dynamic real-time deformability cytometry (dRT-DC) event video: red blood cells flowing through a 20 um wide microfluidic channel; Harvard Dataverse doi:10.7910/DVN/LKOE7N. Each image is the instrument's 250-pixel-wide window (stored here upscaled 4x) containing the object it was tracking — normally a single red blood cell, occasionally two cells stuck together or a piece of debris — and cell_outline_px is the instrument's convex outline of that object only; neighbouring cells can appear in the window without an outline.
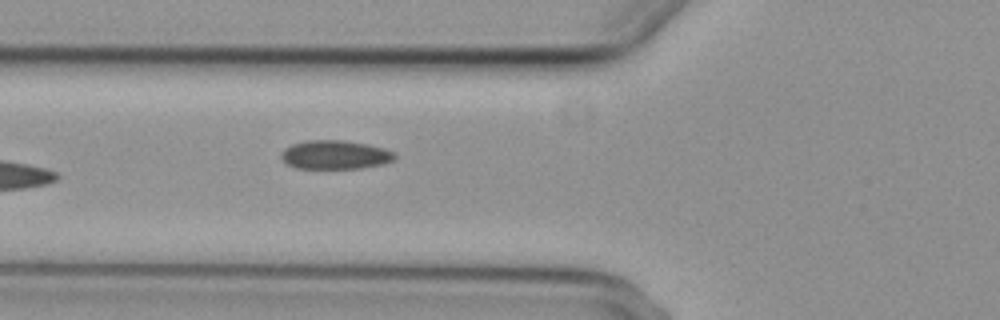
{"species": "common noctule bat (a hibernating species)", "species_latin": "Nyctalus noctula", "temperature_condition": "cold", "stored_images_in_passage": 6, "camera_frame_rate_fps": 3000, "um_per_image_px": 0.085, "animal": {"sex": "female", "body_mass_g": 29.2, "forearm_length_mm": 56.3}, "frame": {"image": 1, "passage_image": 6, "time_ms": 7.0, "image_size_px": [1000, 320], "cell_outline_px": [[396, 156], [392, 160], [384, 164], [360, 168], [296, 168], [284, 164], [280, 156], [280, 152], [284, 148], [292, 144], [304, 140], [344, 140], [368, 144], [384, 148], [392, 152]], "centroid_in_image_um": [28.42, 13.15], "position_along_channel_um": 97.4, "area_um2": 19.25}}